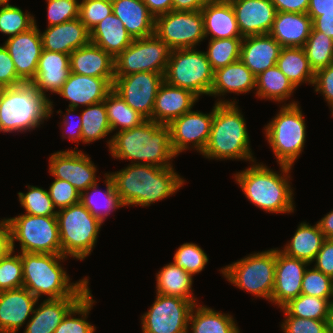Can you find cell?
<instances>
[{
	"label": "cell",
	"instance_id": "60",
	"mask_svg": "<svg viewBox=\"0 0 333 333\" xmlns=\"http://www.w3.org/2000/svg\"><path fill=\"white\" fill-rule=\"evenodd\" d=\"M312 19V29L323 32L325 35L333 39V11L332 12H317V17Z\"/></svg>",
	"mask_w": 333,
	"mask_h": 333
},
{
	"label": "cell",
	"instance_id": "70",
	"mask_svg": "<svg viewBox=\"0 0 333 333\" xmlns=\"http://www.w3.org/2000/svg\"><path fill=\"white\" fill-rule=\"evenodd\" d=\"M218 1L230 2L232 0H218Z\"/></svg>",
	"mask_w": 333,
	"mask_h": 333
},
{
	"label": "cell",
	"instance_id": "21",
	"mask_svg": "<svg viewBox=\"0 0 333 333\" xmlns=\"http://www.w3.org/2000/svg\"><path fill=\"white\" fill-rule=\"evenodd\" d=\"M113 85L106 78H97L70 73L57 93L69 100V108L78 109L104 101Z\"/></svg>",
	"mask_w": 333,
	"mask_h": 333
},
{
	"label": "cell",
	"instance_id": "16",
	"mask_svg": "<svg viewBox=\"0 0 333 333\" xmlns=\"http://www.w3.org/2000/svg\"><path fill=\"white\" fill-rule=\"evenodd\" d=\"M75 148L51 154L48 170L54 178L69 182L81 194L100 180L96 177L97 167L88 154Z\"/></svg>",
	"mask_w": 333,
	"mask_h": 333
},
{
	"label": "cell",
	"instance_id": "66",
	"mask_svg": "<svg viewBox=\"0 0 333 333\" xmlns=\"http://www.w3.org/2000/svg\"><path fill=\"white\" fill-rule=\"evenodd\" d=\"M327 329L328 333H333V306L330 311V315L327 319Z\"/></svg>",
	"mask_w": 333,
	"mask_h": 333
},
{
	"label": "cell",
	"instance_id": "61",
	"mask_svg": "<svg viewBox=\"0 0 333 333\" xmlns=\"http://www.w3.org/2000/svg\"><path fill=\"white\" fill-rule=\"evenodd\" d=\"M143 2L155 18L173 10V0H143Z\"/></svg>",
	"mask_w": 333,
	"mask_h": 333
},
{
	"label": "cell",
	"instance_id": "7",
	"mask_svg": "<svg viewBox=\"0 0 333 333\" xmlns=\"http://www.w3.org/2000/svg\"><path fill=\"white\" fill-rule=\"evenodd\" d=\"M300 103H284L276 116L264 127L276 162L292 166L302 154L306 142V123Z\"/></svg>",
	"mask_w": 333,
	"mask_h": 333
},
{
	"label": "cell",
	"instance_id": "24",
	"mask_svg": "<svg viewBox=\"0 0 333 333\" xmlns=\"http://www.w3.org/2000/svg\"><path fill=\"white\" fill-rule=\"evenodd\" d=\"M255 88L256 76L241 60H238L214 71L209 96H218L215 103H238L235 99L233 101L231 99L226 100L224 95L226 93L246 94L255 90Z\"/></svg>",
	"mask_w": 333,
	"mask_h": 333
},
{
	"label": "cell",
	"instance_id": "20",
	"mask_svg": "<svg viewBox=\"0 0 333 333\" xmlns=\"http://www.w3.org/2000/svg\"><path fill=\"white\" fill-rule=\"evenodd\" d=\"M242 37L269 34L277 10L270 0H232Z\"/></svg>",
	"mask_w": 333,
	"mask_h": 333
},
{
	"label": "cell",
	"instance_id": "43",
	"mask_svg": "<svg viewBox=\"0 0 333 333\" xmlns=\"http://www.w3.org/2000/svg\"><path fill=\"white\" fill-rule=\"evenodd\" d=\"M95 304L91 290L67 313L54 333H95L96 326L87 321ZM76 315H79L76 317ZM75 316V317H74ZM81 316V317H80Z\"/></svg>",
	"mask_w": 333,
	"mask_h": 333
},
{
	"label": "cell",
	"instance_id": "8",
	"mask_svg": "<svg viewBox=\"0 0 333 333\" xmlns=\"http://www.w3.org/2000/svg\"><path fill=\"white\" fill-rule=\"evenodd\" d=\"M62 255L84 260L93 251L102 222L78 202L57 211Z\"/></svg>",
	"mask_w": 333,
	"mask_h": 333
},
{
	"label": "cell",
	"instance_id": "25",
	"mask_svg": "<svg viewBox=\"0 0 333 333\" xmlns=\"http://www.w3.org/2000/svg\"><path fill=\"white\" fill-rule=\"evenodd\" d=\"M43 50L70 55L90 43V31L79 18L58 25L47 26L42 33Z\"/></svg>",
	"mask_w": 333,
	"mask_h": 333
},
{
	"label": "cell",
	"instance_id": "30",
	"mask_svg": "<svg viewBox=\"0 0 333 333\" xmlns=\"http://www.w3.org/2000/svg\"><path fill=\"white\" fill-rule=\"evenodd\" d=\"M312 29L307 13L277 12L269 34L282 47H303Z\"/></svg>",
	"mask_w": 333,
	"mask_h": 333
},
{
	"label": "cell",
	"instance_id": "35",
	"mask_svg": "<svg viewBox=\"0 0 333 333\" xmlns=\"http://www.w3.org/2000/svg\"><path fill=\"white\" fill-rule=\"evenodd\" d=\"M231 314L195 304L190 312L188 333H240Z\"/></svg>",
	"mask_w": 333,
	"mask_h": 333
},
{
	"label": "cell",
	"instance_id": "69",
	"mask_svg": "<svg viewBox=\"0 0 333 333\" xmlns=\"http://www.w3.org/2000/svg\"><path fill=\"white\" fill-rule=\"evenodd\" d=\"M0 333H11V332H8L7 330H4L3 328H0Z\"/></svg>",
	"mask_w": 333,
	"mask_h": 333
},
{
	"label": "cell",
	"instance_id": "34",
	"mask_svg": "<svg viewBox=\"0 0 333 333\" xmlns=\"http://www.w3.org/2000/svg\"><path fill=\"white\" fill-rule=\"evenodd\" d=\"M325 239L318 223L311 226L309 223L301 222L291 240L279 250L289 257L306 261L311 265Z\"/></svg>",
	"mask_w": 333,
	"mask_h": 333
},
{
	"label": "cell",
	"instance_id": "13",
	"mask_svg": "<svg viewBox=\"0 0 333 333\" xmlns=\"http://www.w3.org/2000/svg\"><path fill=\"white\" fill-rule=\"evenodd\" d=\"M154 34L172 50L196 48L205 38L200 11H174L155 18Z\"/></svg>",
	"mask_w": 333,
	"mask_h": 333
},
{
	"label": "cell",
	"instance_id": "19",
	"mask_svg": "<svg viewBox=\"0 0 333 333\" xmlns=\"http://www.w3.org/2000/svg\"><path fill=\"white\" fill-rule=\"evenodd\" d=\"M306 261L285 255L276 248L275 284L271 303L282 308L301 294V283L307 267Z\"/></svg>",
	"mask_w": 333,
	"mask_h": 333
},
{
	"label": "cell",
	"instance_id": "59",
	"mask_svg": "<svg viewBox=\"0 0 333 333\" xmlns=\"http://www.w3.org/2000/svg\"><path fill=\"white\" fill-rule=\"evenodd\" d=\"M277 12L307 13L309 0H270Z\"/></svg>",
	"mask_w": 333,
	"mask_h": 333
},
{
	"label": "cell",
	"instance_id": "36",
	"mask_svg": "<svg viewBox=\"0 0 333 333\" xmlns=\"http://www.w3.org/2000/svg\"><path fill=\"white\" fill-rule=\"evenodd\" d=\"M193 276L174 262L166 264L156 273V293L159 295H171L193 301L197 304L192 285Z\"/></svg>",
	"mask_w": 333,
	"mask_h": 333
},
{
	"label": "cell",
	"instance_id": "63",
	"mask_svg": "<svg viewBox=\"0 0 333 333\" xmlns=\"http://www.w3.org/2000/svg\"><path fill=\"white\" fill-rule=\"evenodd\" d=\"M11 250L10 229L7 219L0 220V258Z\"/></svg>",
	"mask_w": 333,
	"mask_h": 333
},
{
	"label": "cell",
	"instance_id": "4",
	"mask_svg": "<svg viewBox=\"0 0 333 333\" xmlns=\"http://www.w3.org/2000/svg\"><path fill=\"white\" fill-rule=\"evenodd\" d=\"M23 266V287L38 300L64 297H84L89 291V277L70 282L61 262L68 257L62 254L20 253ZM62 260V261H61Z\"/></svg>",
	"mask_w": 333,
	"mask_h": 333
},
{
	"label": "cell",
	"instance_id": "1",
	"mask_svg": "<svg viewBox=\"0 0 333 333\" xmlns=\"http://www.w3.org/2000/svg\"><path fill=\"white\" fill-rule=\"evenodd\" d=\"M107 174L124 206L149 207L174 195L185 184V179L173 167L128 164L120 171Z\"/></svg>",
	"mask_w": 333,
	"mask_h": 333
},
{
	"label": "cell",
	"instance_id": "42",
	"mask_svg": "<svg viewBox=\"0 0 333 333\" xmlns=\"http://www.w3.org/2000/svg\"><path fill=\"white\" fill-rule=\"evenodd\" d=\"M333 298H320L300 294L297 298L290 300L282 308L290 315L305 319L327 320Z\"/></svg>",
	"mask_w": 333,
	"mask_h": 333
},
{
	"label": "cell",
	"instance_id": "67",
	"mask_svg": "<svg viewBox=\"0 0 333 333\" xmlns=\"http://www.w3.org/2000/svg\"><path fill=\"white\" fill-rule=\"evenodd\" d=\"M7 88H8L7 86H5L3 83L0 82V99L3 97Z\"/></svg>",
	"mask_w": 333,
	"mask_h": 333
},
{
	"label": "cell",
	"instance_id": "54",
	"mask_svg": "<svg viewBox=\"0 0 333 333\" xmlns=\"http://www.w3.org/2000/svg\"><path fill=\"white\" fill-rule=\"evenodd\" d=\"M285 319L280 325L283 333H328L327 320L290 316L283 308Z\"/></svg>",
	"mask_w": 333,
	"mask_h": 333
},
{
	"label": "cell",
	"instance_id": "49",
	"mask_svg": "<svg viewBox=\"0 0 333 333\" xmlns=\"http://www.w3.org/2000/svg\"><path fill=\"white\" fill-rule=\"evenodd\" d=\"M10 250L0 258V292L23 287V266L20 252Z\"/></svg>",
	"mask_w": 333,
	"mask_h": 333
},
{
	"label": "cell",
	"instance_id": "40",
	"mask_svg": "<svg viewBox=\"0 0 333 333\" xmlns=\"http://www.w3.org/2000/svg\"><path fill=\"white\" fill-rule=\"evenodd\" d=\"M107 118L112 132L129 130L140 126L146 119L132 109L113 89L104 99ZM116 129V130H115Z\"/></svg>",
	"mask_w": 333,
	"mask_h": 333
},
{
	"label": "cell",
	"instance_id": "18",
	"mask_svg": "<svg viewBox=\"0 0 333 333\" xmlns=\"http://www.w3.org/2000/svg\"><path fill=\"white\" fill-rule=\"evenodd\" d=\"M3 45L14 62L17 76L24 83H31L35 78L43 50L37 23L29 30L8 38Z\"/></svg>",
	"mask_w": 333,
	"mask_h": 333
},
{
	"label": "cell",
	"instance_id": "38",
	"mask_svg": "<svg viewBox=\"0 0 333 333\" xmlns=\"http://www.w3.org/2000/svg\"><path fill=\"white\" fill-rule=\"evenodd\" d=\"M297 88L285 76V74L274 65L256 76V97L260 99L283 102L290 99Z\"/></svg>",
	"mask_w": 333,
	"mask_h": 333
},
{
	"label": "cell",
	"instance_id": "5",
	"mask_svg": "<svg viewBox=\"0 0 333 333\" xmlns=\"http://www.w3.org/2000/svg\"><path fill=\"white\" fill-rule=\"evenodd\" d=\"M236 103H215L208 142L201 153L216 160L254 162L246 120Z\"/></svg>",
	"mask_w": 333,
	"mask_h": 333
},
{
	"label": "cell",
	"instance_id": "28",
	"mask_svg": "<svg viewBox=\"0 0 333 333\" xmlns=\"http://www.w3.org/2000/svg\"><path fill=\"white\" fill-rule=\"evenodd\" d=\"M281 48L270 34L243 37L240 60L258 76L276 65Z\"/></svg>",
	"mask_w": 333,
	"mask_h": 333
},
{
	"label": "cell",
	"instance_id": "15",
	"mask_svg": "<svg viewBox=\"0 0 333 333\" xmlns=\"http://www.w3.org/2000/svg\"><path fill=\"white\" fill-rule=\"evenodd\" d=\"M164 75L155 72H138L127 76H115L113 90L132 109L150 120L158 89Z\"/></svg>",
	"mask_w": 333,
	"mask_h": 333
},
{
	"label": "cell",
	"instance_id": "27",
	"mask_svg": "<svg viewBox=\"0 0 333 333\" xmlns=\"http://www.w3.org/2000/svg\"><path fill=\"white\" fill-rule=\"evenodd\" d=\"M70 70L79 75L106 78L112 85L115 79L114 58L91 42L70 54Z\"/></svg>",
	"mask_w": 333,
	"mask_h": 333
},
{
	"label": "cell",
	"instance_id": "37",
	"mask_svg": "<svg viewBox=\"0 0 333 333\" xmlns=\"http://www.w3.org/2000/svg\"><path fill=\"white\" fill-rule=\"evenodd\" d=\"M104 177L105 180L103 182L105 183L106 190H99V182H97L83 191L80 196V202L102 223H104L111 212L125 207L115 191L111 177L107 173L104 174Z\"/></svg>",
	"mask_w": 333,
	"mask_h": 333
},
{
	"label": "cell",
	"instance_id": "17",
	"mask_svg": "<svg viewBox=\"0 0 333 333\" xmlns=\"http://www.w3.org/2000/svg\"><path fill=\"white\" fill-rule=\"evenodd\" d=\"M213 117L214 106L210 113L191 110L173 120L168 125L173 152L178 156L193 148L201 154L209 139Z\"/></svg>",
	"mask_w": 333,
	"mask_h": 333
},
{
	"label": "cell",
	"instance_id": "23",
	"mask_svg": "<svg viewBox=\"0 0 333 333\" xmlns=\"http://www.w3.org/2000/svg\"><path fill=\"white\" fill-rule=\"evenodd\" d=\"M38 299L26 288L0 292V328L18 333L33 314Z\"/></svg>",
	"mask_w": 333,
	"mask_h": 333
},
{
	"label": "cell",
	"instance_id": "57",
	"mask_svg": "<svg viewBox=\"0 0 333 333\" xmlns=\"http://www.w3.org/2000/svg\"><path fill=\"white\" fill-rule=\"evenodd\" d=\"M313 267L333 279V238H326L316 255Z\"/></svg>",
	"mask_w": 333,
	"mask_h": 333
},
{
	"label": "cell",
	"instance_id": "3",
	"mask_svg": "<svg viewBox=\"0 0 333 333\" xmlns=\"http://www.w3.org/2000/svg\"><path fill=\"white\" fill-rule=\"evenodd\" d=\"M279 168L280 174L265 164L254 161L250 167L233 176L245 197L254 206L268 213H293L294 190L290 183L292 166L280 164Z\"/></svg>",
	"mask_w": 333,
	"mask_h": 333
},
{
	"label": "cell",
	"instance_id": "29",
	"mask_svg": "<svg viewBox=\"0 0 333 333\" xmlns=\"http://www.w3.org/2000/svg\"><path fill=\"white\" fill-rule=\"evenodd\" d=\"M83 297H64L60 299H44L34 309L28 319L23 333H54L67 313Z\"/></svg>",
	"mask_w": 333,
	"mask_h": 333
},
{
	"label": "cell",
	"instance_id": "48",
	"mask_svg": "<svg viewBox=\"0 0 333 333\" xmlns=\"http://www.w3.org/2000/svg\"><path fill=\"white\" fill-rule=\"evenodd\" d=\"M173 262L192 276L203 271L209 258L196 243H184L175 251Z\"/></svg>",
	"mask_w": 333,
	"mask_h": 333
},
{
	"label": "cell",
	"instance_id": "46",
	"mask_svg": "<svg viewBox=\"0 0 333 333\" xmlns=\"http://www.w3.org/2000/svg\"><path fill=\"white\" fill-rule=\"evenodd\" d=\"M26 193L19 192L18 198L25 214L34 216H56L57 211L49 196L48 190L38 186H27Z\"/></svg>",
	"mask_w": 333,
	"mask_h": 333
},
{
	"label": "cell",
	"instance_id": "26",
	"mask_svg": "<svg viewBox=\"0 0 333 333\" xmlns=\"http://www.w3.org/2000/svg\"><path fill=\"white\" fill-rule=\"evenodd\" d=\"M70 73V55L42 50L31 84L48 98L46 92L57 94Z\"/></svg>",
	"mask_w": 333,
	"mask_h": 333
},
{
	"label": "cell",
	"instance_id": "50",
	"mask_svg": "<svg viewBox=\"0 0 333 333\" xmlns=\"http://www.w3.org/2000/svg\"><path fill=\"white\" fill-rule=\"evenodd\" d=\"M301 294L333 298V279L314 267L307 268L301 283Z\"/></svg>",
	"mask_w": 333,
	"mask_h": 333
},
{
	"label": "cell",
	"instance_id": "6",
	"mask_svg": "<svg viewBox=\"0 0 333 333\" xmlns=\"http://www.w3.org/2000/svg\"><path fill=\"white\" fill-rule=\"evenodd\" d=\"M53 105L31 83L8 87L0 99V132L35 130L51 117Z\"/></svg>",
	"mask_w": 333,
	"mask_h": 333
},
{
	"label": "cell",
	"instance_id": "45",
	"mask_svg": "<svg viewBox=\"0 0 333 333\" xmlns=\"http://www.w3.org/2000/svg\"><path fill=\"white\" fill-rule=\"evenodd\" d=\"M242 40L243 38L209 39L205 54L214 71L240 60Z\"/></svg>",
	"mask_w": 333,
	"mask_h": 333
},
{
	"label": "cell",
	"instance_id": "65",
	"mask_svg": "<svg viewBox=\"0 0 333 333\" xmlns=\"http://www.w3.org/2000/svg\"><path fill=\"white\" fill-rule=\"evenodd\" d=\"M325 238H333V210L317 221Z\"/></svg>",
	"mask_w": 333,
	"mask_h": 333
},
{
	"label": "cell",
	"instance_id": "9",
	"mask_svg": "<svg viewBox=\"0 0 333 333\" xmlns=\"http://www.w3.org/2000/svg\"><path fill=\"white\" fill-rule=\"evenodd\" d=\"M276 248L255 252L219 270L228 282L271 301L275 284Z\"/></svg>",
	"mask_w": 333,
	"mask_h": 333
},
{
	"label": "cell",
	"instance_id": "68",
	"mask_svg": "<svg viewBox=\"0 0 333 333\" xmlns=\"http://www.w3.org/2000/svg\"><path fill=\"white\" fill-rule=\"evenodd\" d=\"M10 0H0V5H10Z\"/></svg>",
	"mask_w": 333,
	"mask_h": 333
},
{
	"label": "cell",
	"instance_id": "31",
	"mask_svg": "<svg viewBox=\"0 0 333 333\" xmlns=\"http://www.w3.org/2000/svg\"><path fill=\"white\" fill-rule=\"evenodd\" d=\"M205 38H243L230 2L212 0L202 9Z\"/></svg>",
	"mask_w": 333,
	"mask_h": 333
},
{
	"label": "cell",
	"instance_id": "33",
	"mask_svg": "<svg viewBox=\"0 0 333 333\" xmlns=\"http://www.w3.org/2000/svg\"><path fill=\"white\" fill-rule=\"evenodd\" d=\"M122 21L113 13L90 31V42L116 58L133 42Z\"/></svg>",
	"mask_w": 333,
	"mask_h": 333
},
{
	"label": "cell",
	"instance_id": "39",
	"mask_svg": "<svg viewBox=\"0 0 333 333\" xmlns=\"http://www.w3.org/2000/svg\"><path fill=\"white\" fill-rule=\"evenodd\" d=\"M276 65L296 88L303 83L313 84L315 72L302 47H282Z\"/></svg>",
	"mask_w": 333,
	"mask_h": 333
},
{
	"label": "cell",
	"instance_id": "53",
	"mask_svg": "<svg viewBox=\"0 0 333 333\" xmlns=\"http://www.w3.org/2000/svg\"><path fill=\"white\" fill-rule=\"evenodd\" d=\"M49 196L57 210L80 202L81 194L69 182L55 178L48 189Z\"/></svg>",
	"mask_w": 333,
	"mask_h": 333
},
{
	"label": "cell",
	"instance_id": "14",
	"mask_svg": "<svg viewBox=\"0 0 333 333\" xmlns=\"http://www.w3.org/2000/svg\"><path fill=\"white\" fill-rule=\"evenodd\" d=\"M195 303L171 295H159L140 318L142 333H188L190 312Z\"/></svg>",
	"mask_w": 333,
	"mask_h": 333
},
{
	"label": "cell",
	"instance_id": "56",
	"mask_svg": "<svg viewBox=\"0 0 333 333\" xmlns=\"http://www.w3.org/2000/svg\"><path fill=\"white\" fill-rule=\"evenodd\" d=\"M0 82L7 87H16L24 83L17 76L14 62L4 45L0 46Z\"/></svg>",
	"mask_w": 333,
	"mask_h": 333
},
{
	"label": "cell",
	"instance_id": "2",
	"mask_svg": "<svg viewBox=\"0 0 333 333\" xmlns=\"http://www.w3.org/2000/svg\"><path fill=\"white\" fill-rule=\"evenodd\" d=\"M112 157L129 160L131 164H149L158 167H173L177 157L171 146L170 128L152 120L140 126L116 132L107 141Z\"/></svg>",
	"mask_w": 333,
	"mask_h": 333
},
{
	"label": "cell",
	"instance_id": "55",
	"mask_svg": "<svg viewBox=\"0 0 333 333\" xmlns=\"http://www.w3.org/2000/svg\"><path fill=\"white\" fill-rule=\"evenodd\" d=\"M312 86L316 93L323 95L331 111L333 109V64L315 71Z\"/></svg>",
	"mask_w": 333,
	"mask_h": 333
},
{
	"label": "cell",
	"instance_id": "44",
	"mask_svg": "<svg viewBox=\"0 0 333 333\" xmlns=\"http://www.w3.org/2000/svg\"><path fill=\"white\" fill-rule=\"evenodd\" d=\"M302 48L314 72L333 64V39L323 32L311 30Z\"/></svg>",
	"mask_w": 333,
	"mask_h": 333
},
{
	"label": "cell",
	"instance_id": "47",
	"mask_svg": "<svg viewBox=\"0 0 333 333\" xmlns=\"http://www.w3.org/2000/svg\"><path fill=\"white\" fill-rule=\"evenodd\" d=\"M29 13L14 5H0V32L10 38L29 30L36 23L35 17Z\"/></svg>",
	"mask_w": 333,
	"mask_h": 333
},
{
	"label": "cell",
	"instance_id": "62",
	"mask_svg": "<svg viewBox=\"0 0 333 333\" xmlns=\"http://www.w3.org/2000/svg\"><path fill=\"white\" fill-rule=\"evenodd\" d=\"M212 0H173L174 11H200Z\"/></svg>",
	"mask_w": 333,
	"mask_h": 333
},
{
	"label": "cell",
	"instance_id": "11",
	"mask_svg": "<svg viewBox=\"0 0 333 333\" xmlns=\"http://www.w3.org/2000/svg\"><path fill=\"white\" fill-rule=\"evenodd\" d=\"M214 70L205 51L195 48L172 50L164 74L170 85L192 91L199 98L210 95Z\"/></svg>",
	"mask_w": 333,
	"mask_h": 333
},
{
	"label": "cell",
	"instance_id": "12",
	"mask_svg": "<svg viewBox=\"0 0 333 333\" xmlns=\"http://www.w3.org/2000/svg\"><path fill=\"white\" fill-rule=\"evenodd\" d=\"M172 48L155 34L134 39L116 58L115 76H127L138 72L165 74Z\"/></svg>",
	"mask_w": 333,
	"mask_h": 333
},
{
	"label": "cell",
	"instance_id": "32",
	"mask_svg": "<svg viewBox=\"0 0 333 333\" xmlns=\"http://www.w3.org/2000/svg\"><path fill=\"white\" fill-rule=\"evenodd\" d=\"M112 13L124 24L133 39L154 35L155 17L143 0H111Z\"/></svg>",
	"mask_w": 333,
	"mask_h": 333
},
{
	"label": "cell",
	"instance_id": "64",
	"mask_svg": "<svg viewBox=\"0 0 333 333\" xmlns=\"http://www.w3.org/2000/svg\"><path fill=\"white\" fill-rule=\"evenodd\" d=\"M333 0H309L307 14L317 17V12H332Z\"/></svg>",
	"mask_w": 333,
	"mask_h": 333
},
{
	"label": "cell",
	"instance_id": "41",
	"mask_svg": "<svg viewBox=\"0 0 333 333\" xmlns=\"http://www.w3.org/2000/svg\"><path fill=\"white\" fill-rule=\"evenodd\" d=\"M81 112L83 144L101 140L112 133L104 101L86 106Z\"/></svg>",
	"mask_w": 333,
	"mask_h": 333
},
{
	"label": "cell",
	"instance_id": "52",
	"mask_svg": "<svg viewBox=\"0 0 333 333\" xmlns=\"http://www.w3.org/2000/svg\"><path fill=\"white\" fill-rule=\"evenodd\" d=\"M47 26L58 25L79 18L78 0H46Z\"/></svg>",
	"mask_w": 333,
	"mask_h": 333
},
{
	"label": "cell",
	"instance_id": "22",
	"mask_svg": "<svg viewBox=\"0 0 333 333\" xmlns=\"http://www.w3.org/2000/svg\"><path fill=\"white\" fill-rule=\"evenodd\" d=\"M198 100L199 97L192 91L163 81L158 89L150 120L161 125H169L173 120L191 111Z\"/></svg>",
	"mask_w": 333,
	"mask_h": 333
},
{
	"label": "cell",
	"instance_id": "10",
	"mask_svg": "<svg viewBox=\"0 0 333 333\" xmlns=\"http://www.w3.org/2000/svg\"><path fill=\"white\" fill-rule=\"evenodd\" d=\"M6 219L14 252L15 241H19L20 252L62 254L57 216L23 213Z\"/></svg>",
	"mask_w": 333,
	"mask_h": 333
},
{
	"label": "cell",
	"instance_id": "58",
	"mask_svg": "<svg viewBox=\"0 0 333 333\" xmlns=\"http://www.w3.org/2000/svg\"><path fill=\"white\" fill-rule=\"evenodd\" d=\"M67 112L63 115L64 118L63 122L61 124V127L64 128L63 132H62V137L65 138L66 135L69 140H72L74 143L77 142L79 144L80 141H82V119H81V114H78V121L71 122V118L70 116H74L72 115L73 113H75V111H78L75 108H67L66 110ZM74 121V120H73ZM63 125V126H62ZM66 132V133H65Z\"/></svg>",
	"mask_w": 333,
	"mask_h": 333
},
{
	"label": "cell",
	"instance_id": "51",
	"mask_svg": "<svg viewBox=\"0 0 333 333\" xmlns=\"http://www.w3.org/2000/svg\"><path fill=\"white\" fill-rule=\"evenodd\" d=\"M111 13V0H82L79 3V19L89 31Z\"/></svg>",
	"mask_w": 333,
	"mask_h": 333
}]
</instances>
